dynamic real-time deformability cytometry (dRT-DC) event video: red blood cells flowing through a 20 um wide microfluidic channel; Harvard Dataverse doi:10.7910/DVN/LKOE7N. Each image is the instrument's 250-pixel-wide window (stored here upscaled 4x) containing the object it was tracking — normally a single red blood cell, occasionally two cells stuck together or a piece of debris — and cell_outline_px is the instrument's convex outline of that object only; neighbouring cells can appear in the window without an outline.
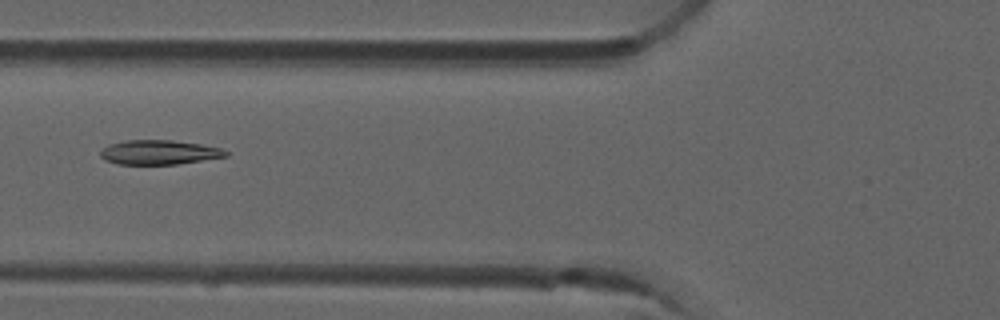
{"species": "common noctule bat (a hibernating species)", "species_latin": "Nyctalus noctula", "temperature_condition": "room temperature", "stored_images_in_passage": 6, "camera_frame_rate_fps": 3000, "um_per_image_px": 0.085, "animal": {"sex": "male", "forearm_length_mm": 52.5}, "frame": {"image": 1, "passage_image": 5, "time_ms": 1.333, "image_size_px": [1000, 320], "cell_outline_px": [[228, 156], [176, 164], [120, 164], [104, 160], [100, 156], [100, 152], [108, 144], [128, 140], [172, 140], [200, 144], [220, 148], [228, 152]], "centroid_in_image_um": [13.5, 12.94], "position_along_channel_um": 112.3, "area_um2": 17.69}}
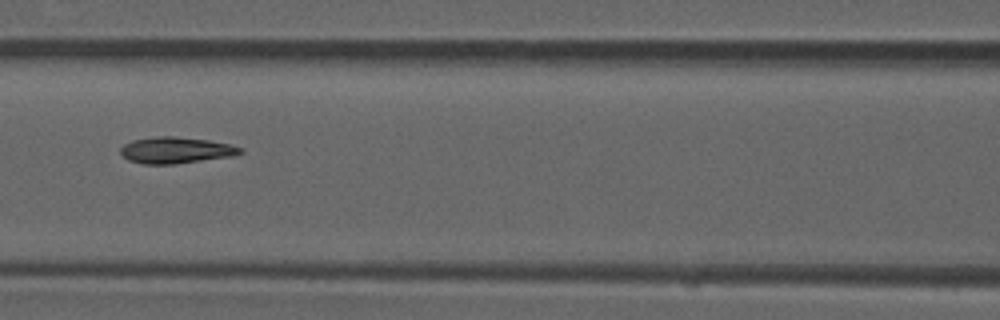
{"frame": {"image": 2, "passage_image": 6, "time_ms": 1.667, "image_size_px": [1000, 320], "cell_outline_px": [[244, 152], [232, 156], [176, 164], [144, 164], [128, 160], [120, 152], [120, 148], [124, 144], [132, 140], [156, 136], [172, 136], [208, 140], [232, 144], [244, 148]], "centroid_in_image_um": [14.98, 12.76], "position_along_channel_um": 151.6, "area_um2": 18.5}}